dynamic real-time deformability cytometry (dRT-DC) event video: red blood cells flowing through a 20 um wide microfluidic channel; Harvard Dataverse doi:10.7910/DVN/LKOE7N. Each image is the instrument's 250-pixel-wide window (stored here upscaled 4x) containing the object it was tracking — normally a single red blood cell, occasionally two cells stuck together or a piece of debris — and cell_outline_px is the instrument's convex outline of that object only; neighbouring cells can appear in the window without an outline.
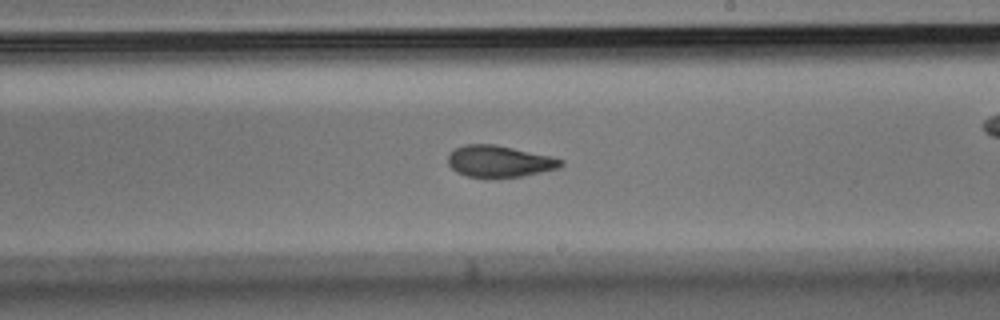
{"species": "Egyptian fruit bat (a non-hibernating species)", "species_latin": "Rousettus aegyptiacus", "temperature_condition": "room temperature", "stored_images_in_passage": 37, "camera_frame_rate_fps": 3000, "um_per_image_px": 0.085, "animal": {"sex": "male"}, "frame": {"image": 1, "passage_image": 16, "time_ms": 5.0, "image_size_px": [1000, 320], "cell_outline_px": [[564, 164], [560, 168], [520, 176], [468, 176], [456, 172], [448, 164], [448, 156], [456, 148], [464, 144], [496, 144], [552, 156], [564, 160]], "centroid_in_image_um": [42.48, 13.69], "position_along_channel_um": 246.5, "area_um2": 20.52}}
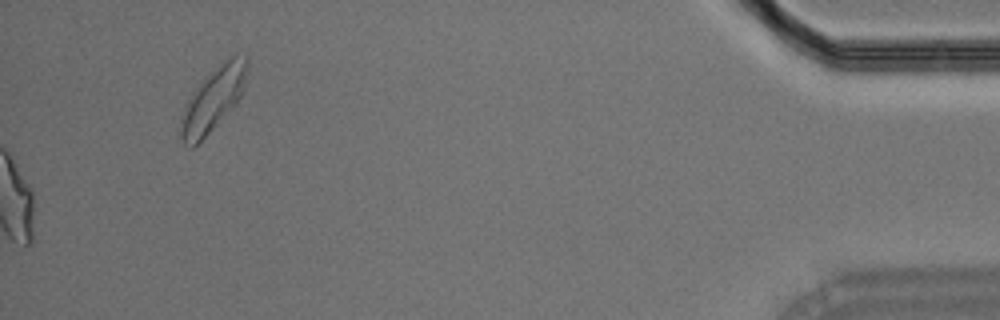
{"frame": {"image": 2, "passage_image": 37, "time_ms": 12.0, "image_size_px": [1000, 320], "cell_outline_px": [[248, 72], [244, 88], [236, 104], [192, 148], [188, 148], [184, 144], [180, 136], [180, 120], [184, 104], [192, 92], [204, 76], [220, 60], [228, 56], [248, 56]], "centroid_in_image_um": [18.11, 8.37], "position_along_channel_um": 417.1, "area_um2": 24.97}}